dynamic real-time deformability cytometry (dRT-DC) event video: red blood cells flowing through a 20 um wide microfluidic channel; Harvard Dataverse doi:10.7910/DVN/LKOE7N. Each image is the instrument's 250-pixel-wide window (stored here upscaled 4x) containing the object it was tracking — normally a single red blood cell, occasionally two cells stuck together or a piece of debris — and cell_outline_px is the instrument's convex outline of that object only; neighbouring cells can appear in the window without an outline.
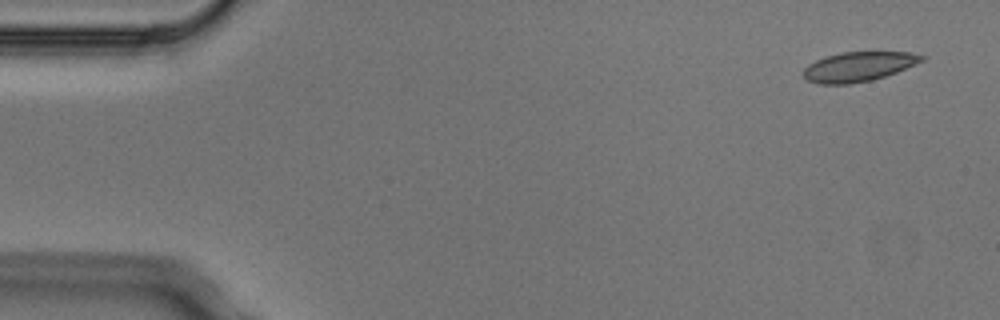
{"species": "Egyptian fruit bat (a non-hibernating species)", "species_latin": "Rousettus aegyptiacus", "temperature_condition": "cold", "stored_images_in_passage": 3, "camera_frame_rate_fps": 3000, "um_per_image_px": 0.085, "animal": {"sex": "male"}, "frame": {"image": 1, "passage_image": 1, "time_ms": 0.0, "image_size_px": [1000, 320], "cell_outline_px": [[928, 56], [924, 60], [896, 72], [872, 80], [848, 84], [820, 84], [808, 80], [804, 76], [804, 68], [808, 64], [824, 56], [844, 52], [912, 52]], "centroid_in_image_um": [72.99, 5.65], "position_along_channel_um": 12.0, "area_um2": 20.35}}